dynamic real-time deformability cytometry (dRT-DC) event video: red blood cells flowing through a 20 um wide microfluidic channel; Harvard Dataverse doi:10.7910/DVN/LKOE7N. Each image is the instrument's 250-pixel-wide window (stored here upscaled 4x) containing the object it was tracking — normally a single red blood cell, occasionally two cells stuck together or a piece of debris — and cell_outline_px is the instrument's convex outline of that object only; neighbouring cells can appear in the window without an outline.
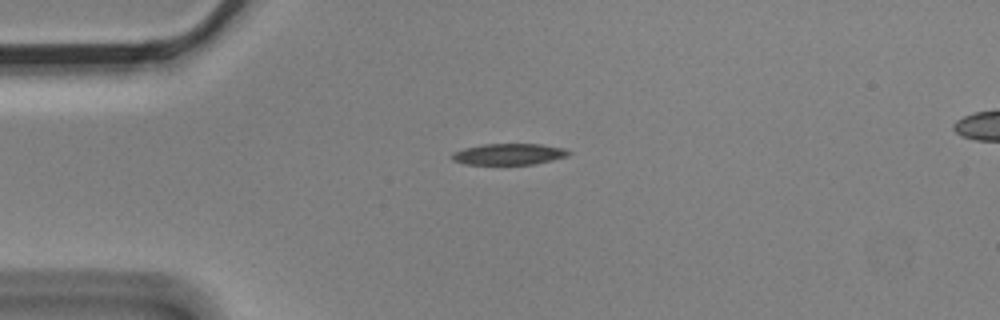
{"species": "Egyptian fruit bat (a non-hibernating species)", "species_latin": "Rousettus aegyptiacus", "temperature_condition": "cold", "stored_images_in_passage": 4, "camera_frame_rate_fps": 3000, "um_per_image_px": 0.085, "animal": {"sex": "male"}, "frame": {"image": 1, "passage_image": 1, "time_ms": 0.0, "image_size_px": [1000, 320], "cell_outline_px": [[572, 152], [568, 156], [552, 160], [532, 164], [464, 164], [452, 160], [452, 152], [464, 148], [484, 144], [540, 144], [564, 148]], "centroid_in_image_um": [43.25, 13.1], "position_along_channel_um": 41.7, "area_um2": 14.39}}
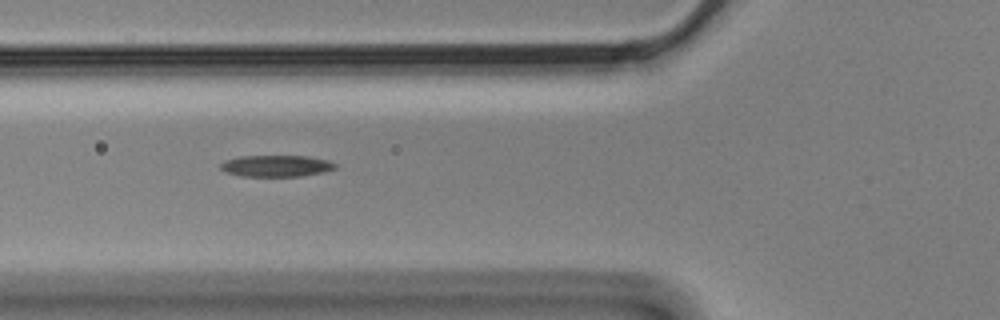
{"frame": {"image": 2, "passage_image": 3, "time_ms": 0.667, "image_size_px": [1000, 320], "cell_outline_px": [[336, 168], [324, 172], [300, 176], [240, 176], [224, 172], [220, 168], [220, 164], [224, 160], [240, 156], [308, 156], [328, 160], [336, 164]], "centroid_in_image_um": [23.45, 14.1], "position_along_channel_um": 102.3, "area_um2": 14.45}}
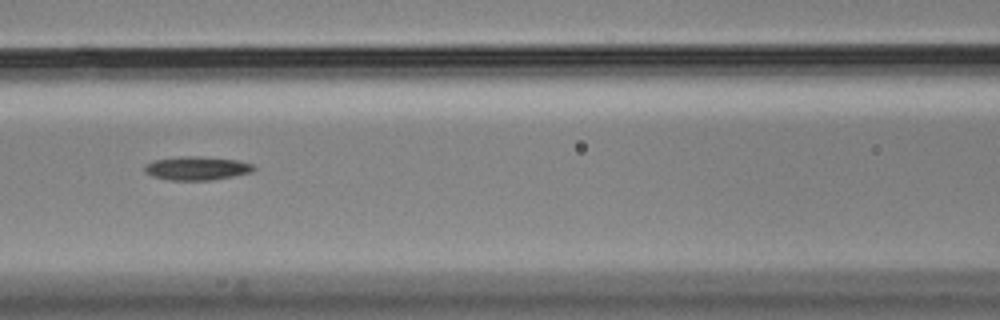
{"frame": {"image": 3, "passage_image": 4, "time_ms": 1.0, "image_size_px": [1000, 320], "cell_outline_px": [[256, 168], [252, 172], [212, 180], [168, 180], [152, 176], [144, 172], [144, 168], [148, 164], [156, 160], [180, 156], [196, 156], [236, 160], [252, 164]], "centroid_in_image_um": [16.73, 14.31], "position_along_channel_um": 149.9, "area_um2": 14.85}}